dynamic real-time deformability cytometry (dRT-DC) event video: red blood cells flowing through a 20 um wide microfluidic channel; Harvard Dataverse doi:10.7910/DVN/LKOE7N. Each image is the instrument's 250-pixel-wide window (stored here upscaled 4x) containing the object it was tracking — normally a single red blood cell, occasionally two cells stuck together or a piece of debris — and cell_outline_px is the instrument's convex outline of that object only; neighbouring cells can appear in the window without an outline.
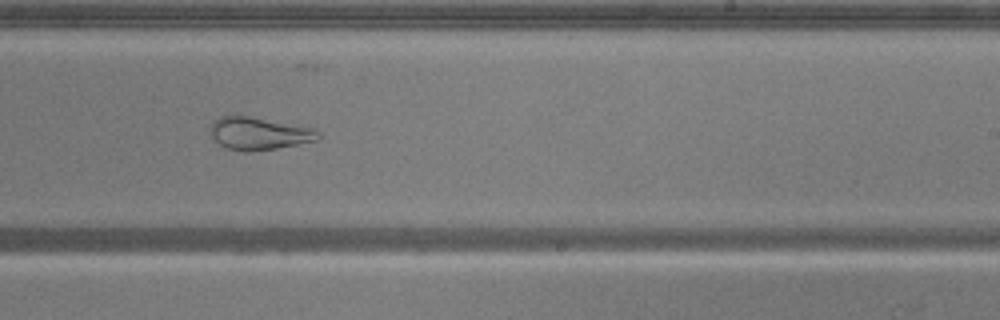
{"species": "common noctule bat (a hibernating species)", "species_latin": "Nyctalus noctula", "temperature_condition": "warm", "stored_images_in_passage": 53, "camera_frame_rate_fps": 3000, "um_per_image_px": 0.085, "animal": {"sex": "male", "body_mass_g": 20.5, "forearm_length_mm": 52.5}, "frame": {"image": 1, "passage_image": 32, "time_ms": 10.333, "image_size_px": [1000, 320], "cell_outline_px": [[320, 136], [316, 140], [276, 148], [248, 152], [244, 152], [228, 148], [220, 144], [208, 132], [208, 128], [212, 120], [220, 116], [248, 116], [316, 128], [320, 132]], "centroid_in_image_um": [21.98, 11.33], "position_along_channel_um": 267.0, "area_um2": 20.52}}
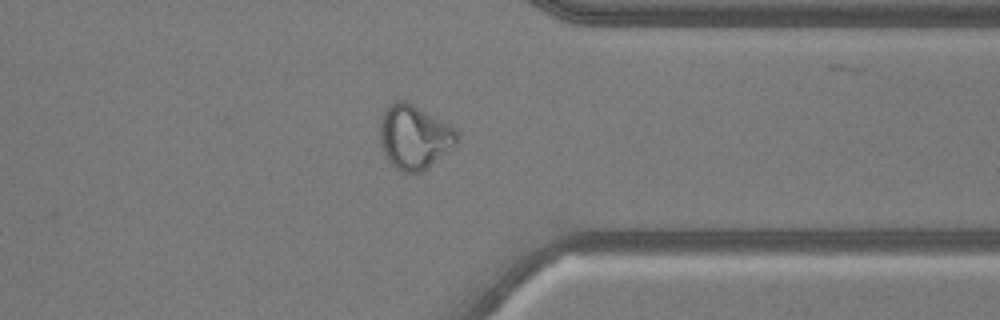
{"frame": {"image": 2, "passage_image": 41, "time_ms": 13.333, "image_size_px": [1000, 320], "cell_outline_px": [[460, 140], [456, 144], [420, 172], [404, 172], [396, 168], [384, 156], [380, 144], [380, 124], [384, 108], [388, 104], [396, 100], [404, 100], [412, 104], [456, 128], [460, 132]], "centroid_in_image_um": [35.19, 11.61], "position_along_channel_um": 376.2, "area_um2": 28.67}}
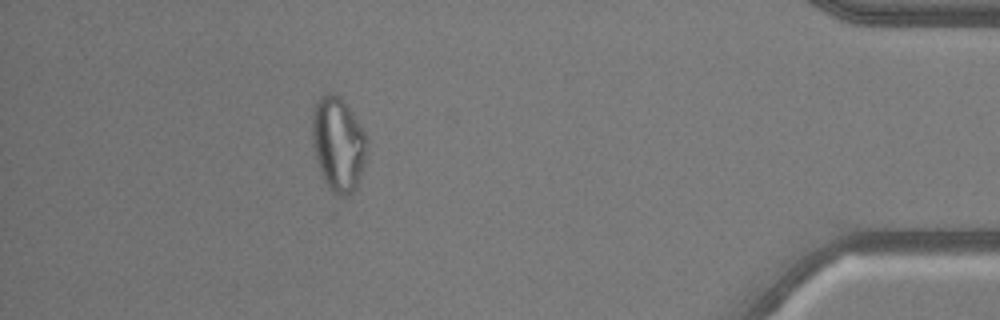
{"frame": {"image": 3, "passage_image": 47, "time_ms": 15.333, "image_size_px": [1000, 320], "cell_outline_px": [[368, 140], [364, 164], [356, 188], [348, 196], [340, 196], [332, 192], [328, 188], [320, 172], [316, 160], [312, 144], [312, 108], [316, 100], [320, 96], [328, 92], [332, 92], [340, 96], [352, 112], [368, 136]], "centroid_in_image_um": [28.73, 12.22], "position_along_channel_um": 406.5, "area_um2": 30.58}, "authors_computed_cell_mechanics": {"area_um2": 29.2468, "velocity_mm_per_s": 3.7991, "shape_relaxation_time_tau1_ms": null, "shape_relaxation_time_tau2_ms": 0.6968, "deformation_change_tau1": null, "deformation_change_tau2": 0.0782}}